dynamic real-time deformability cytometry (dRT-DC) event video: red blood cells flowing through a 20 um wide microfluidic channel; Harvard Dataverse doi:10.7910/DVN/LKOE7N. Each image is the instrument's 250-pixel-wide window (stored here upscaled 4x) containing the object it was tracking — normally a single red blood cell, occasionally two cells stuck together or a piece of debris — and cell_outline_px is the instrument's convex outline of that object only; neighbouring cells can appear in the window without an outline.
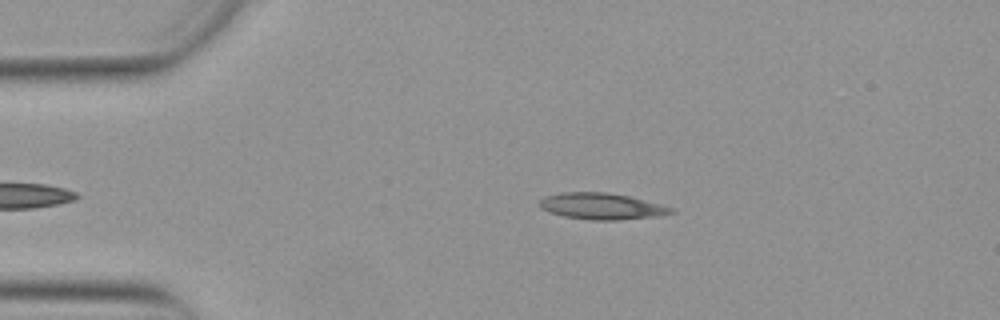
{"species": "Egyptian fruit bat (a non-hibernating species)", "species_latin": "Rousettus aegyptiacus", "temperature_condition": "warm", "stored_images_in_passage": 38, "camera_frame_rate_fps": 3000, "um_per_image_px": 0.085, "animal": {"sex": "female"}, "frame": {"image": 1, "passage_image": 3, "time_ms": 0.667, "image_size_px": [1000, 320], "cell_outline_px": [[676, 212], [660, 216], [620, 220], [592, 220], [564, 216], [540, 208], [540, 200], [544, 196], [560, 192], [604, 192], [628, 196], [660, 204], [672, 208]], "centroid_in_image_um": [51.15, 17.53], "position_along_channel_um": 33.9, "area_um2": 20.11}}
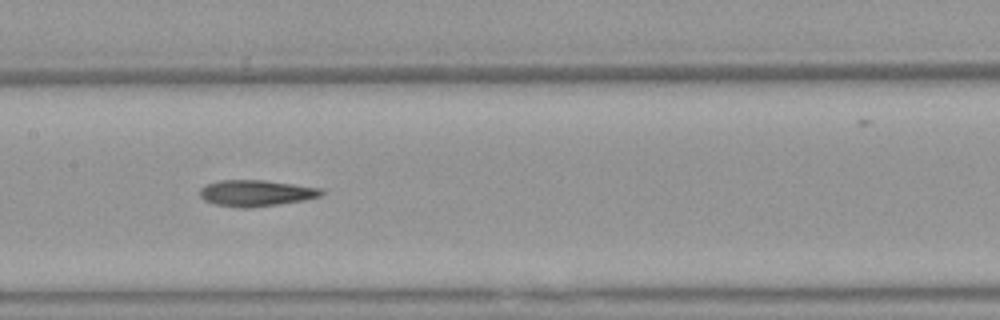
{"frame": {"image": 2, "passage_image": 18, "time_ms": 5.667, "image_size_px": [1000, 320], "cell_outline_px": [[324, 192], [320, 196], [304, 200], [248, 208], [236, 208], [216, 204], [204, 200], [200, 196], [200, 188], [204, 184], [220, 180], [264, 180], [324, 188]], "centroid_in_image_um": [21.75, 16.4], "position_along_channel_um": 185.7, "area_um2": 18.67}}
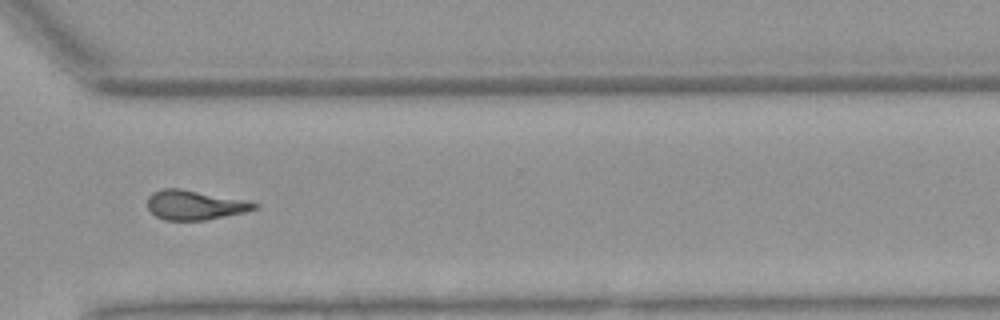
{"frame": {"image": 3, "passage_image": 31, "time_ms": 10.0, "image_size_px": [1000, 320], "cell_outline_px": [[260, 208], [244, 212], [204, 220], [164, 220], [156, 216], [148, 208], [148, 196], [152, 192], [160, 188], [180, 188], [248, 200], [260, 204]], "centroid_in_image_um": [16.58, 17.41], "position_along_channel_um": 354.0, "area_um2": 18.55}, "authors_computed_cell_mechanics": {"area_um2": 18.8139, "velocity_mm_per_s": 3.8873, "shape_relaxation_time_tau1_ms": null, "shape_relaxation_time_tau2_ms": 5.9493, "deformation_change_tau1": null, "deformation_change_tau2": 0.1764}}